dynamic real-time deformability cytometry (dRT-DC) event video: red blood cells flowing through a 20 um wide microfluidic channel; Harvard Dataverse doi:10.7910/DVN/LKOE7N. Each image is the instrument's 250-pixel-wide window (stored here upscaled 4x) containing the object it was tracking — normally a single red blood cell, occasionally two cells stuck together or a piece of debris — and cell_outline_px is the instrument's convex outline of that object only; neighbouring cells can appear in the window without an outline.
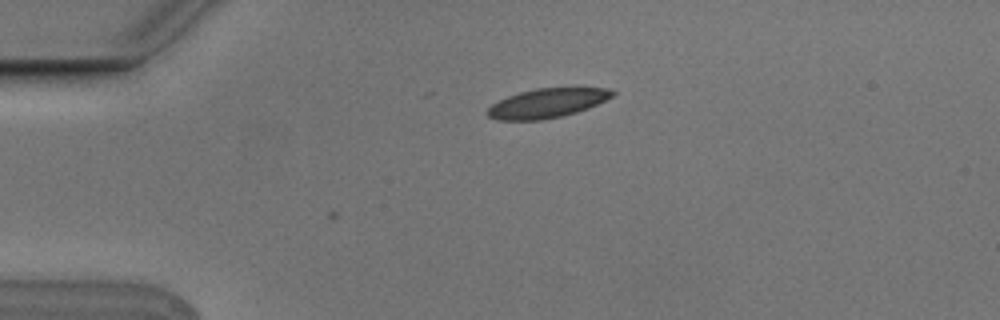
{"species": "Egyptian fruit bat (a non-hibernating species)", "species_latin": "Rousettus aegyptiacus", "temperature_condition": "cold", "stored_images_in_passage": 3, "camera_frame_rate_fps": 3000, "um_per_image_px": 0.085, "animal": {"sex": "male"}, "frame": {"image": 1, "passage_image": 2, "time_ms": 0.333, "image_size_px": [1000, 320], "cell_outline_px": [[616, 92], [612, 96], [588, 108], [576, 112], [560, 116], [540, 120], [500, 120], [488, 116], [484, 112], [492, 104], [508, 96], [520, 92], [536, 88], [608, 88]], "centroid_in_image_um": [46.47, 8.77], "position_along_channel_um": 38.5, "area_um2": 21.04}}